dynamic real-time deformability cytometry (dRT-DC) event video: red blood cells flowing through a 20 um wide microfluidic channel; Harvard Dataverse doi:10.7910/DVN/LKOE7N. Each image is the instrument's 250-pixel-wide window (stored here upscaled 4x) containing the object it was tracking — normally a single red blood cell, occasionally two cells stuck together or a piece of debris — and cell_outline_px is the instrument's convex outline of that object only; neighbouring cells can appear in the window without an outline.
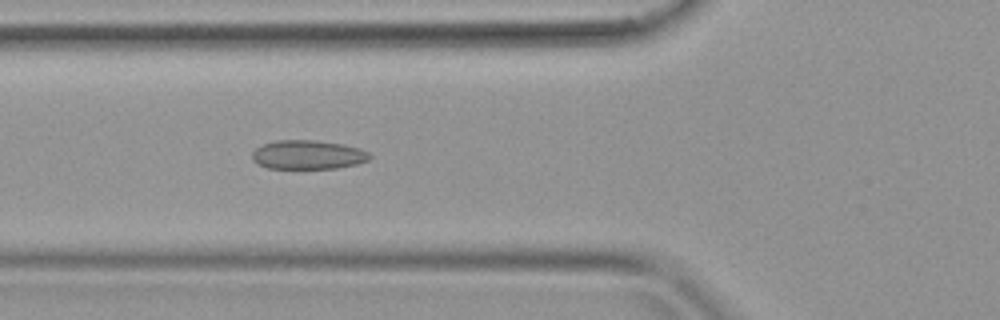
{"species": "common noctule bat (a hibernating species)", "species_latin": "Nyctalus noctula", "temperature_condition": "warm", "stored_images_in_passage": 36, "camera_frame_rate_fps": 3000, "um_per_image_px": 0.085, "animal": {"sex": "female", "body_mass_g": 19.9}, "frame": {"image": 1, "passage_image": 11, "time_ms": 3.333, "image_size_px": [1000, 320], "cell_outline_px": [[372, 156], [368, 160], [356, 164], [336, 168], [268, 168], [252, 160], [252, 152], [256, 148], [264, 144], [276, 140], [316, 140], [344, 144], [360, 148], [368, 152]], "centroid_in_image_um": [26.19, 13.14], "position_along_channel_um": 99.6, "area_um2": 19.83}}
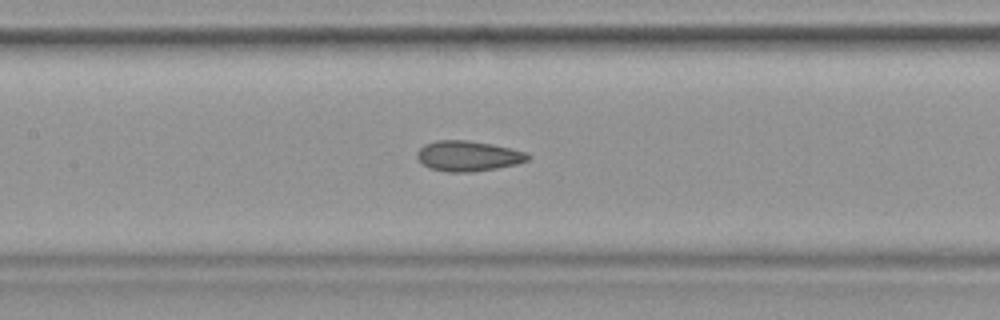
{"frame": {"image": 2, "passage_image": 15, "time_ms": 4.667, "image_size_px": [1000, 320], "cell_outline_px": [[532, 156], [528, 160], [516, 164], [496, 168], [472, 172], [448, 172], [428, 168], [416, 156], [416, 152], [424, 144], [436, 140], [464, 140], [492, 144], [524, 152]], "centroid_in_image_um": [39.75, 13.26], "position_along_channel_um": 167.6, "area_um2": 19.48}}
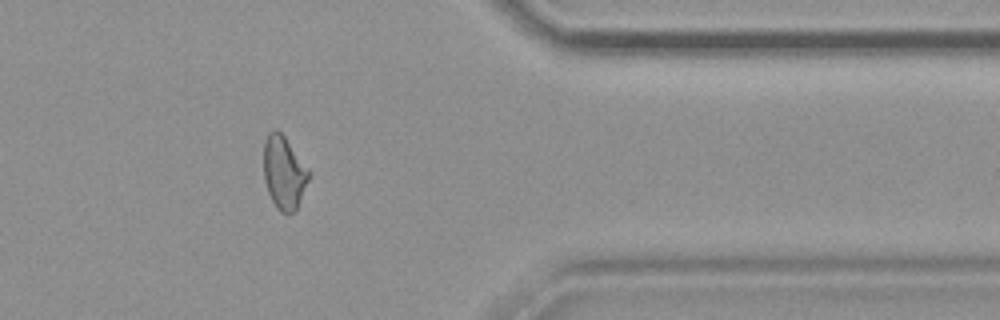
{"frame": {"image": 3, "passage_image": 29, "time_ms": 9.333, "image_size_px": [1000, 320], "cell_outline_px": [[312, 172], [296, 208], [292, 212], [280, 212], [276, 208], [268, 192], [264, 180], [264, 140], [268, 132], [276, 128], [284, 136]], "centroid_in_image_um": [24.13, 14.63], "position_along_channel_um": 387.3, "area_um2": 19.19}}